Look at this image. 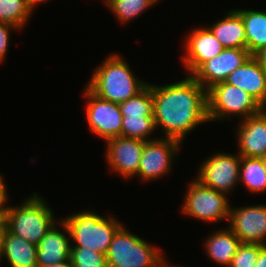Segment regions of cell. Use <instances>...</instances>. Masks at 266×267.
Returning a JSON list of instances; mask_svg holds the SVG:
<instances>
[{
  "instance_id": "6da1fadb",
  "label": "cell",
  "mask_w": 266,
  "mask_h": 267,
  "mask_svg": "<svg viewBox=\"0 0 266 267\" xmlns=\"http://www.w3.org/2000/svg\"><path fill=\"white\" fill-rule=\"evenodd\" d=\"M152 92L155 126L162 129L164 138L184 143L197 126L209 123L207 91L192 76L166 85L152 84Z\"/></svg>"
},
{
  "instance_id": "7a4b0ae2",
  "label": "cell",
  "mask_w": 266,
  "mask_h": 267,
  "mask_svg": "<svg viewBox=\"0 0 266 267\" xmlns=\"http://www.w3.org/2000/svg\"><path fill=\"white\" fill-rule=\"evenodd\" d=\"M89 79L85 86L95 95L118 104L136 96L149 83L136 78L125 58L117 53L108 55Z\"/></svg>"
},
{
  "instance_id": "3957f363",
  "label": "cell",
  "mask_w": 266,
  "mask_h": 267,
  "mask_svg": "<svg viewBox=\"0 0 266 267\" xmlns=\"http://www.w3.org/2000/svg\"><path fill=\"white\" fill-rule=\"evenodd\" d=\"M19 205L7 204L4 215L6 227L15 236L37 245L58 220L47 201L36 192Z\"/></svg>"
},
{
  "instance_id": "277c9868",
  "label": "cell",
  "mask_w": 266,
  "mask_h": 267,
  "mask_svg": "<svg viewBox=\"0 0 266 267\" xmlns=\"http://www.w3.org/2000/svg\"><path fill=\"white\" fill-rule=\"evenodd\" d=\"M71 238V247H83L105 254L117 230L123 225L114 215H98L93 210H83L64 217ZM120 221V222H119Z\"/></svg>"
},
{
  "instance_id": "5b68a950",
  "label": "cell",
  "mask_w": 266,
  "mask_h": 267,
  "mask_svg": "<svg viewBox=\"0 0 266 267\" xmlns=\"http://www.w3.org/2000/svg\"><path fill=\"white\" fill-rule=\"evenodd\" d=\"M107 267H166L163 251L131 233L122 225L106 253Z\"/></svg>"
},
{
  "instance_id": "8992f818",
  "label": "cell",
  "mask_w": 266,
  "mask_h": 267,
  "mask_svg": "<svg viewBox=\"0 0 266 267\" xmlns=\"http://www.w3.org/2000/svg\"><path fill=\"white\" fill-rule=\"evenodd\" d=\"M264 107L242 88L220 82L207 90V116L209 122L226 121L239 116L240 120L258 114ZM232 116V117H231Z\"/></svg>"
},
{
  "instance_id": "52a82bcc",
  "label": "cell",
  "mask_w": 266,
  "mask_h": 267,
  "mask_svg": "<svg viewBox=\"0 0 266 267\" xmlns=\"http://www.w3.org/2000/svg\"><path fill=\"white\" fill-rule=\"evenodd\" d=\"M187 186L181 212L204 223L228 221L231 203L225 193L203 186L194 179Z\"/></svg>"
},
{
  "instance_id": "ba28073f",
  "label": "cell",
  "mask_w": 266,
  "mask_h": 267,
  "mask_svg": "<svg viewBox=\"0 0 266 267\" xmlns=\"http://www.w3.org/2000/svg\"><path fill=\"white\" fill-rule=\"evenodd\" d=\"M239 172L238 153L216 152L202 161L195 179L205 187L228 195L239 184Z\"/></svg>"
},
{
  "instance_id": "9c48e42d",
  "label": "cell",
  "mask_w": 266,
  "mask_h": 267,
  "mask_svg": "<svg viewBox=\"0 0 266 267\" xmlns=\"http://www.w3.org/2000/svg\"><path fill=\"white\" fill-rule=\"evenodd\" d=\"M182 142L172 138H156L145 141L137 177L147 183L170 174L173 162L182 148ZM174 160V161H173Z\"/></svg>"
},
{
  "instance_id": "30bf717a",
  "label": "cell",
  "mask_w": 266,
  "mask_h": 267,
  "mask_svg": "<svg viewBox=\"0 0 266 267\" xmlns=\"http://www.w3.org/2000/svg\"><path fill=\"white\" fill-rule=\"evenodd\" d=\"M83 90L88 130L105 142L121 136L123 117L119 104L98 97L87 86Z\"/></svg>"
},
{
  "instance_id": "8fae6325",
  "label": "cell",
  "mask_w": 266,
  "mask_h": 267,
  "mask_svg": "<svg viewBox=\"0 0 266 267\" xmlns=\"http://www.w3.org/2000/svg\"><path fill=\"white\" fill-rule=\"evenodd\" d=\"M227 223L242 243L266 246V204L244 207L230 205Z\"/></svg>"
},
{
  "instance_id": "7c38bea8",
  "label": "cell",
  "mask_w": 266,
  "mask_h": 267,
  "mask_svg": "<svg viewBox=\"0 0 266 267\" xmlns=\"http://www.w3.org/2000/svg\"><path fill=\"white\" fill-rule=\"evenodd\" d=\"M105 144L104 158L111 171L124 179L135 178L145 141L119 136L107 140Z\"/></svg>"
},
{
  "instance_id": "4fadbf2b",
  "label": "cell",
  "mask_w": 266,
  "mask_h": 267,
  "mask_svg": "<svg viewBox=\"0 0 266 267\" xmlns=\"http://www.w3.org/2000/svg\"><path fill=\"white\" fill-rule=\"evenodd\" d=\"M250 56L247 49L225 48L220 54L204 62L191 76L207 91L213 85L225 82L229 74Z\"/></svg>"
},
{
  "instance_id": "5bb4252c",
  "label": "cell",
  "mask_w": 266,
  "mask_h": 267,
  "mask_svg": "<svg viewBox=\"0 0 266 267\" xmlns=\"http://www.w3.org/2000/svg\"><path fill=\"white\" fill-rule=\"evenodd\" d=\"M184 37V53L181 63L191 76L204 62L220 54L225 48L207 27L193 28Z\"/></svg>"
},
{
  "instance_id": "9a60e30c",
  "label": "cell",
  "mask_w": 266,
  "mask_h": 267,
  "mask_svg": "<svg viewBox=\"0 0 266 267\" xmlns=\"http://www.w3.org/2000/svg\"><path fill=\"white\" fill-rule=\"evenodd\" d=\"M238 151L243 157L266 158V108L236 125Z\"/></svg>"
},
{
  "instance_id": "2e32d148",
  "label": "cell",
  "mask_w": 266,
  "mask_h": 267,
  "mask_svg": "<svg viewBox=\"0 0 266 267\" xmlns=\"http://www.w3.org/2000/svg\"><path fill=\"white\" fill-rule=\"evenodd\" d=\"M58 220L37 244L36 258L38 267H46L54 263L70 260V232L64 220L62 218Z\"/></svg>"
},
{
  "instance_id": "e0dca14e",
  "label": "cell",
  "mask_w": 266,
  "mask_h": 267,
  "mask_svg": "<svg viewBox=\"0 0 266 267\" xmlns=\"http://www.w3.org/2000/svg\"><path fill=\"white\" fill-rule=\"evenodd\" d=\"M226 82L242 88L266 108V71L254 56L229 74Z\"/></svg>"
},
{
  "instance_id": "ac0fdd59",
  "label": "cell",
  "mask_w": 266,
  "mask_h": 267,
  "mask_svg": "<svg viewBox=\"0 0 266 267\" xmlns=\"http://www.w3.org/2000/svg\"><path fill=\"white\" fill-rule=\"evenodd\" d=\"M208 235L203 243L206 255L219 266L229 267L242 242L228 226Z\"/></svg>"
},
{
  "instance_id": "d6986e66",
  "label": "cell",
  "mask_w": 266,
  "mask_h": 267,
  "mask_svg": "<svg viewBox=\"0 0 266 267\" xmlns=\"http://www.w3.org/2000/svg\"><path fill=\"white\" fill-rule=\"evenodd\" d=\"M220 20L206 26L224 48L246 49V32L241 15L231 9Z\"/></svg>"
},
{
  "instance_id": "ffe728a7",
  "label": "cell",
  "mask_w": 266,
  "mask_h": 267,
  "mask_svg": "<svg viewBox=\"0 0 266 267\" xmlns=\"http://www.w3.org/2000/svg\"><path fill=\"white\" fill-rule=\"evenodd\" d=\"M36 255L37 245L5 229L1 259L4 257L9 267H38Z\"/></svg>"
},
{
  "instance_id": "44dd1931",
  "label": "cell",
  "mask_w": 266,
  "mask_h": 267,
  "mask_svg": "<svg viewBox=\"0 0 266 267\" xmlns=\"http://www.w3.org/2000/svg\"><path fill=\"white\" fill-rule=\"evenodd\" d=\"M241 15L246 32V49L254 56L266 47V11L252 9H236Z\"/></svg>"
},
{
  "instance_id": "7402d4cb",
  "label": "cell",
  "mask_w": 266,
  "mask_h": 267,
  "mask_svg": "<svg viewBox=\"0 0 266 267\" xmlns=\"http://www.w3.org/2000/svg\"><path fill=\"white\" fill-rule=\"evenodd\" d=\"M240 183L252 194L266 191V158L240 156Z\"/></svg>"
},
{
  "instance_id": "603a6c76",
  "label": "cell",
  "mask_w": 266,
  "mask_h": 267,
  "mask_svg": "<svg viewBox=\"0 0 266 267\" xmlns=\"http://www.w3.org/2000/svg\"><path fill=\"white\" fill-rule=\"evenodd\" d=\"M159 0H105L108 9L120 24H128L136 19L151 6H156Z\"/></svg>"
},
{
  "instance_id": "cb8c5ba5",
  "label": "cell",
  "mask_w": 266,
  "mask_h": 267,
  "mask_svg": "<svg viewBox=\"0 0 266 267\" xmlns=\"http://www.w3.org/2000/svg\"><path fill=\"white\" fill-rule=\"evenodd\" d=\"M33 12L26 0H0V22L11 24L21 31Z\"/></svg>"
},
{
  "instance_id": "d4e9b609",
  "label": "cell",
  "mask_w": 266,
  "mask_h": 267,
  "mask_svg": "<svg viewBox=\"0 0 266 267\" xmlns=\"http://www.w3.org/2000/svg\"><path fill=\"white\" fill-rule=\"evenodd\" d=\"M156 130L153 116H127L122 118L121 137L149 141L159 138L151 137Z\"/></svg>"
},
{
  "instance_id": "484cf974",
  "label": "cell",
  "mask_w": 266,
  "mask_h": 267,
  "mask_svg": "<svg viewBox=\"0 0 266 267\" xmlns=\"http://www.w3.org/2000/svg\"><path fill=\"white\" fill-rule=\"evenodd\" d=\"M122 117L153 116L152 84L148 85L136 96L119 103Z\"/></svg>"
},
{
  "instance_id": "4316f807",
  "label": "cell",
  "mask_w": 266,
  "mask_h": 267,
  "mask_svg": "<svg viewBox=\"0 0 266 267\" xmlns=\"http://www.w3.org/2000/svg\"><path fill=\"white\" fill-rule=\"evenodd\" d=\"M70 261L73 267H107L105 254L83 247H71Z\"/></svg>"
},
{
  "instance_id": "83f0119b",
  "label": "cell",
  "mask_w": 266,
  "mask_h": 267,
  "mask_svg": "<svg viewBox=\"0 0 266 267\" xmlns=\"http://www.w3.org/2000/svg\"><path fill=\"white\" fill-rule=\"evenodd\" d=\"M262 244L241 243L229 267H254Z\"/></svg>"
},
{
  "instance_id": "f1b7e54d",
  "label": "cell",
  "mask_w": 266,
  "mask_h": 267,
  "mask_svg": "<svg viewBox=\"0 0 266 267\" xmlns=\"http://www.w3.org/2000/svg\"><path fill=\"white\" fill-rule=\"evenodd\" d=\"M11 31L20 32L21 30L11 24L0 22V63L4 62L7 57Z\"/></svg>"
},
{
  "instance_id": "f546056e",
  "label": "cell",
  "mask_w": 266,
  "mask_h": 267,
  "mask_svg": "<svg viewBox=\"0 0 266 267\" xmlns=\"http://www.w3.org/2000/svg\"><path fill=\"white\" fill-rule=\"evenodd\" d=\"M0 174V219H4L6 205L8 204V189L5 178Z\"/></svg>"
},
{
  "instance_id": "4dcf8cb0",
  "label": "cell",
  "mask_w": 266,
  "mask_h": 267,
  "mask_svg": "<svg viewBox=\"0 0 266 267\" xmlns=\"http://www.w3.org/2000/svg\"><path fill=\"white\" fill-rule=\"evenodd\" d=\"M254 57L257 59L262 68L266 71V47L258 51Z\"/></svg>"
},
{
  "instance_id": "1f68e13d",
  "label": "cell",
  "mask_w": 266,
  "mask_h": 267,
  "mask_svg": "<svg viewBox=\"0 0 266 267\" xmlns=\"http://www.w3.org/2000/svg\"><path fill=\"white\" fill-rule=\"evenodd\" d=\"M254 267H266V246H264L258 255L257 262Z\"/></svg>"
},
{
  "instance_id": "d6a6232c",
  "label": "cell",
  "mask_w": 266,
  "mask_h": 267,
  "mask_svg": "<svg viewBox=\"0 0 266 267\" xmlns=\"http://www.w3.org/2000/svg\"><path fill=\"white\" fill-rule=\"evenodd\" d=\"M6 224L4 219H0V263H1V256L3 252V237L5 235V229H6Z\"/></svg>"
},
{
  "instance_id": "836d02e7",
  "label": "cell",
  "mask_w": 266,
  "mask_h": 267,
  "mask_svg": "<svg viewBox=\"0 0 266 267\" xmlns=\"http://www.w3.org/2000/svg\"><path fill=\"white\" fill-rule=\"evenodd\" d=\"M46 1L49 0H26L27 4L31 7V9L34 11L38 4L46 3Z\"/></svg>"
},
{
  "instance_id": "e575fe53",
  "label": "cell",
  "mask_w": 266,
  "mask_h": 267,
  "mask_svg": "<svg viewBox=\"0 0 266 267\" xmlns=\"http://www.w3.org/2000/svg\"><path fill=\"white\" fill-rule=\"evenodd\" d=\"M46 267H73L72 263L70 260H67L65 262H62V263H54V264H51L49 266H46Z\"/></svg>"
},
{
  "instance_id": "d590c367",
  "label": "cell",
  "mask_w": 266,
  "mask_h": 267,
  "mask_svg": "<svg viewBox=\"0 0 266 267\" xmlns=\"http://www.w3.org/2000/svg\"><path fill=\"white\" fill-rule=\"evenodd\" d=\"M166 267H183V266H180V265H171V263H170V265H168V263H167V265H166Z\"/></svg>"
}]
</instances>
